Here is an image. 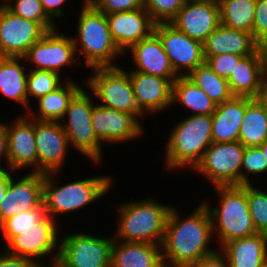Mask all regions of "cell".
Segmentation results:
<instances>
[{"mask_svg": "<svg viewBox=\"0 0 267 267\" xmlns=\"http://www.w3.org/2000/svg\"><path fill=\"white\" fill-rule=\"evenodd\" d=\"M122 66L91 68V75L81 81L99 105L130 113L140 122L147 116L138 108L129 73Z\"/></svg>", "mask_w": 267, "mask_h": 267, "instance_id": "obj_8", "label": "cell"}, {"mask_svg": "<svg viewBox=\"0 0 267 267\" xmlns=\"http://www.w3.org/2000/svg\"><path fill=\"white\" fill-rule=\"evenodd\" d=\"M99 11L110 14L144 7V0H87Z\"/></svg>", "mask_w": 267, "mask_h": 267, "instance_id": "obj_41", "label": "cell"}, {"mask_svg": "<svg viewBox=\"0 0 267 267\" xmlns=\"http://www.w3.org/2000/svg\"><path fill=\"white\" fill-rule=\"evenodd\" d=\"M247 107V97L233 96L216 106L212 113V142L238 141L239 130Z\"/></svg>", "mask_w": 267, "mask_h": 267, "instance_id": "obj_25", "label": "cell"}, {"mask_svg": "<svg viewBox=\"0 0 267 267\" xmlns=\"http://www.w3.org/2000/svg\"><path fill=\"white\" fill-rule=\"evenodd\" d=\"M188 267H229L227 257L218 249L215 253L202 257Z\"/></svg>", "mask_w": 267, "mask_h": 267, "instance_id": "obj_44", "label": "cell"}, {"mask_svg": "<svg viewBox=\"0 0 267 267\" xmlns=\"http://www.w3.org/2000/svg\"><path fill=\"white\" fill-rule=\"evenodd\" d=\"M134 67L129 69L163 78H178L159 37L153 32L149 37L132 45L124 56L129 55Z\"/></svg>", "mask_w": 267, "mask_h": 267, "instance_id": "obj_22", "label": "cell"}, {"mask_svg": "<svg viewBox=\"0 0 267 267\" xmlns=\"http://www.w3.org/2000/svg\"><path fill=\"white\" fill-rule=\"evenodd\" d=\"M76 57L71 35L63 33V30L59 28L47 31L23 56L29 69L54 71L60 75L63 74L64 80H75L71 78L72 76H65V74L67 67L82 66V60Z\"/></svg>", "mask_w": 267, "mask_h": 267, "instance_id": "obj_9", "label": "cell"}, {"mask_svg": "<svg viewBox=\"0 0 267 267\" xmlns=\"http://www.w3.org/2000/svg\"><path fill=\"white\" fill-rule=\"evenodd\" d=\"M256 0H226L220 4L221 24L252 33Z\"/></svg>", "mask_w": 267, "mask_h": 267, "instance_id": "obj_33", "label": "cell"}, {"mask_svg": "<svg viewBox=\"0 0 267 267\" xmlns=\"http://www.w3.org/2000/svg\"><path fill=\"white\" fill-rule=\"evenodd\" d=\"M205 63L219 76L228 79L236 64L242 57L236 54H219L216 56H204Z\"/></svg>", "mask_w": 267, "mask_h": 267, "instance_id": "obj_40", "label": "cell"}, {"mask_svg": "<svg viewBox=\"0 0 267 267\" xmlns=\"http://www.w3.org/2000/svg\"><path fill=\"white\" fill-rule=\"evenodd\" d=\"M46 215L44 203L35 209H30L6 219L0 225V240L4 246L14 235L32 227Z\"/></svg>", "mask_w": 267, "mask_h": 267, "instance_id": "obj_35", "label": "cell"}, {"mask_svg": "<svg viewBox=\"0 0 267 267\" xmlns=\"http://www.w3.org/2000/svg\"><path fill=\"white\" fill-rule=\"evenodd\" d=\"M172 125L164 143L166 172L193 170L212 142L211 115H186ZM187 168V169H185ZM190 169V170H188Z\"/></svg>", "mask_w": 267, "mask_h": 267, "instance_id": "obj_4", "label": "cell"}, {"mask_svg": "<svg viewBox=\"0 0 267 267\" xmlns=\"http://www.w3.org/2000/svg\"><path fill=\"white\" fill-rule=\"evenodd\" d=\"M186 2H206L211 0H185Z\"/></svg>", "mask_w": 267, "mask_h": 267, "instance_id": "obj_53", "label": "cell"}, {"mask_svg": "<svg viewBox=\"0 0 267 267\" xmlns=\"http://www.w3.org/2000/svg\"><path fill=\"white\" fill-rule=\"evenodd\" d=\"M219 250L227 257L229 267H263L267 263V234L234 239Z\"/></svg>", "mask_w": 267, "mask_h": 267, "instance_id": "obj_26", "label": "cell"}, {"mask_svg": "<svg viewBox=\"0 0 267 267\" xmlns=\"http://www.w3.org/2000/svg\"><path fill=\"white\" fill-rule=\"evenodd\" d=\"M179 104V105H178ZM189 115H212L216 104L187 76H179L173 82L172 106L181 105Z\"/></svg>", "mask_w": 267, "mask_h": 267, "instance_id": "obj_31", "label": "cell"}, {"mask_svg": "<svg viewBox=\"0 0 267 267\" xmlns=\"http://www.w3.org/2000/svg\"><path fill=\"white\" fill-rule=\"evenodd\" d=\"M258 49L261 54L263 69H267V40H261Z\"/></svg>", "mask_w": 267, "mask_h": 267, "instance_id": "obj_49", "label": "cell"}, {"mask_svg": "<svg viewBox=\"0 0 267 267\" xmlns=\"http://www.w3.org/2000/svg\"><path fill=\"white\" fill-rule=\"evenodd\" d=\"M211 188H214L217 196L216 204L213 206L207 198H203L202 202L210 213L214 239L218 248L220 249L231 240L256 235L258 232L249 212L247 184Z\"/></svg>", "mask_w": 267, "mask_h": 267, "instance_id": "obj_5", "label": "cell"}, {"mask_svg": "<svg viewBox=\"0 0 267 267\" xmlns=\"http://www.w3.org/2000/svg\"><path fill=\"white\" fill-rule=\"evenodd\" d=\"M34 132L38 155V173L62 172L67 155H70L72 149L61 123L34 119Z\"/></svg>", "mask_w": 267, "mask_h": 267, "instance_id": "obj_15", "label": "cell"}, {"mask_svg": "<svg viewBox=\"0 0 267 267\" xmlns=\"http://www.w3.org/2000/svg\"><path fill=\"white\" fill-rule=\"evenodd\" d=\"M110 267H164L162 246L114 240Z\"/></svg>", "mask_w": 267, "mask_h": 267, "instance_id": "obj_24", "label": "cell"}, {"mask_svg": "<svg viewBox=\"0 0 267 267\" xmlns=\"http://www.w3.org/2000/svg\"><path fill=\"white\" fill-rule=\"evenodd\" d=\"M259 42L253 34L236 30L220 24L203 43L204 56L236 54L241 56L254 54Z\"/></svg>", "mask_w": 267, "mask_h": 267, "instance_id": "obj_23", "label": "cell"}, {"mask_svg": "<svg viewBox=\"0 0 267 267\" xmlns=\"http://www.w3.org/2000/svg\"><path fill=\"white\" fill-rule=\"evenodd\" d=\"M132 114L94 104L92 126L98 140L105 146L120 145L145 136V127ZM106 143V144H105Z\"/></svg>", "mask_w": 267, "mask_h": 267, "instance_id": "obj_16", "label": "cell"}, {"mask_svg": "<svg viewBox=\"0 0 267 267\" xmlns=\"http://www.w3.org/2000/svg\"><path fill=\"white\" fill-rule=\"evenodd\" d=\"M191 212L183 217L175 204L169 211L161 244L164 267H188L219 249L205 204L200 201Z\"/></svg>", "mask_w": 267, "mask_h": 267, "instance_id": "obj_1", "label": "cell"}, {"mask_svg": "<svg viewBox=\"0 0 267 267\" xmlns=\"http://www.w3.org/2000/svg\"><path fill=\"white\" fill-rule=\"evenodd\" d=\"M8 178L4 199L0 202V225L9 217L35 209L43 203V173H25Z\"/></svg>", "mask_w": 267, "mask_h": 267, "instance_id": "obj_18", "label": "cell"}, {"mask_svg": "<svg viewBox=\"0 0 267 267\" xmlns=\"http://www.w3.org/2000/svg\"><path fill=\"white\" fill-rule=\"evenodd\" d=\"M58 224L59 222L46 214L32 227L14 235L2 248L7 253L29 258L40 265L46 259L58 256L62 235Z\"/></svg>", "mask_w": 267, "mask_h": 267, "instance_id": "obj_10", "label": "cell"}, {"mask_svg": "<svg viewBox=\"0 0 267 267\" xmlns=\"http://www.w3.org/2000/svg\"><path fill=\"white\" fill-rule=\"evenodd\" d=\"M170 24L191 39L204 43L221 24L220 5L214 0L186 2Z\"/></svg>", "mask_w": 267, "mask_h": 267, "instance_id": "obj_20", "label": "cell"}, {"mask_svg": "<svg viewBox=\"0 0 267 267\" xmlns=\"http://www.w3.org/2000/svg\"><path fill=\"white\" fill-rule=\"evenodd\" d=\"M49 261L47 262L46 260L47 264L44 262L40 264V267H70L63 260H61L58 256L50 259Z\"/></svg>", "mask_w": 267, "mask_h": 267, "instance_id": "obj_50", "label": "cell"}, {"mask_svg": "<svg viewBox=\"0 0 267 267\" xmlns=\"http://www.w3.org/2000/svg\"><path fill=\"white\" fill-rule=\"evenodd\" d=\"M252 34L258 42L267 36V0H256Z\"/></svg>", "mask_w": 267, "mask_h": 267, "instance_id": "obj_42", "label": "cell"}, {"mask_svg": "<svg viewBox=\"0 0 267 267\" xmlns=\"http://www.w3.org/2000/svg\"><path fill=\"white\" fill-rule=\"evenodd\" d=\"M131 79L138 108L149 117L168 111L172 106L173 82L177 78H163L126 69ZM163 111V112H162Z\"/></svg>", "mask_w": 267, "mask_h": 267, "instance_id": "obj_19", "label": "cell"}, {"mask_svg": "<svg viewBox=\"0 0 267 267\" xmlns=\"http://www.w3.org/2000/svg\"><path fill=\"white\" fill-rule=\"evenodd\" d=\"M267 175V161L259 146L245 147L242 157L241 185L257 184L262 181V176ZM261 178V179H260ZM254 179H256L254 181Z\"/></svg>", "mask_w": 267, "mask_h": 267, "instance_id": "obj_38", "label": "cell"}, {"mask_svg": "<svg viewBox=\"0 0 267 267\" xmlns=\"http://www.w3.org/2000/svg\"><path fill=\"white\" fill-rule=\"evenodd\" d=\"M3 163L5 165H3ZM0 169H8V145L4 121L0 120Z\"/></svg>", "mask_w": 267, "mask_h": 267, "instance_id": "obj_46", "label": "cell"}, {"mask_svg": "<svg viewBox=\"0 0 267 267\" xmlns=\"http://www.w3.org/2000/svg\"><path fill=\"white\" fill-rule=\"evenodd\" d=\"M260 184H247V200L256 231L267 234V184Z\"/></svg>", "mask_w": 267, "mask_h": 267, "instance_id": "obj_37", "label": "cell"}, {"mask_svg": "<svg viewBox=\"0 0 267 267\" xmlns=\"http://www.w3.org/2000/svg\"><path fill=\"white\" fill-rule=\"evenodd\" d=\"M81 3L74 29V33L75 30L77 32L71 35L78 60L83 58L82 64L90 69L120 66L116 60L122 59L124 54L112 39L106 14L87 0H82Z\"/></svg>", "mask_w": 267, "mask_h": 267, "instance_id": "obj_3", "label": "cell"}, {"mask_svg": "<svg viewBox=\"0 0 267 267\" xmlns=\"http://www.w3.org/2000/svg\"><path fill=\"white\" fill-rule=\"evenodd\" d=\"M262 58L259 49L242 56L227 79L233 96L259 98L262 81Z\"/></svg>", "mask_w": 267, "mask_h": 267, "instance_id": "obj_27", "label": "cell"}, {"mask_svg": "<svg viewBox=\"0 0 267 267\" xmlns=\"http://www.w3.org/2000/svg\"><path fill=\"white\" fill-rule=\"evenodd\" d=\"M82 89L78 81L65 80L56 90L35 101L36 108L30 107L27 115L39 121H60L68 109L69 103L74 96Z\"/></svg>", "mask_w": 267, "mask_h": 267, "instance_id": "obj_29", "label": "cell"}, {"mask_svg": "<svg viewBox=\"0 0 267 267\" xmlns=\"http://www.w3.org/2000/svg\"><path fill=\"white\" fill-rule=\"evenodd\" d=\"M62 172L44 174L43 203L45 212L52 219L59 221L58 215L78 213L85 207H92L94 202L107 196L114 186L112 175H92L68 183L60 182ZM59 175V176H58ZM58 177V178H57ZM62 183V184H61Z\"/></svg>", "mask_w": 267, "mask_h": 267, "instance_id": "obj_2", "label": "cell"}, {"mask_svg": "<svg viewBox=\"0 0 267 267\" xmlns=\"http://www.w3.org/2000/svg\"><path fill=\"white\" fill-rule=\"evenodd\" d=\"M259 99L267 104V69L262 70L261 92Z\"/></svg>", "mask_w": 267, "mask_h": 267, "instance_id": "obj_48", "label": "cell"}, {"mask_svg": "<svg viewBox=\"0 0 267 267\" xmlns=\"http://www.w3.org/2000/svg\"><path fill=\"white\" fill-rule=\"evenodd\" d=\"M46 14L55 22L61 18H66L64 6L68 0H40ZM58 18V19H57Z\"/></svg>", "mask_w": 267, "mask_h": 267, "instance_id": "obj_45", "label": "cell"}, {"mask_svg": "<svg viewBox=\"0 0 267 267\" xmlns=\"http://www.w3.org/2000/svg\"><path fill=\"white\" fill-rule=\"evenodd\" d=\"M21 113L10 123L4 121L8 145V170L16 174L27 169L26 172L38 173L34 119Z\"/></svg>", "mask_w": 267, "mask_h": 267, "instance_id": "obj_13", "label": "cell"}, {"mask_svg": "<svg viewBox=\"0 0 267 267\" xmlns=\"http://www.w3.org/2000/svg\"><path fill=\"white\" fill-rule=\"evenodd\" d=\"M23 57H0V93L8 98L18 102L24 108L22 114L29 111V102L27 97V63ZM25 112V113H24Z\"/></svg>", "mask_w": 267, "mask_h": 267, "instance_id": "obj_28", "label": "cell"}, {"mask_svg": "<svg viewBox=\"0 0 267 267\" xmlns=\"http://www.w3.org/2000/svg\"><path fill=\"white\" fill-rule=\"evenodd\" d=\"M113 41L124 54L132 45L149 37L156 23L145 8L106 14Z\"/></svg>", "mask_w": 267, "mask_h": 267, "instance_id": "obj_21", "label": "cell"}, {"mask_svg": "<svg viewBox=\"0 0 267 267\" xmlns=\"http://www.w3.org/2000/svg\"><path fill=\"white\" fill-rule=\"evenodd\" d=\"M76 231L60 236L58 257L70 267H110L113 235Z\"/></svg>", "mask_w": 267, "mask_h": 267, "instance_id": "obj_11", "label": "cell"}, {"mask_svg": "<svg viewBox=\"0 0 267 267\" xmlns=\"http://www.w3.org/2000/svg\"><path fill=\"white\" fill-rule=\"evenodd\" d=\"M187 77L202 89L216 105L233 97L227 79L217 75L206 63L199 65Z\"/></svg>", "mask_w": 267, "mask_h": 267, "instance_id": "obj_32", "label": "cell"}, {"mask_svg": "<svg viewBox=\"0 0 267 267\" xmlns=\"http://www.w3.org/2000/svg\"><path fill=\"white\" fill-rule=\"evenodd\" d=\"M244 150L239 141L212 143L192 171L208 180L212 187L241 185Z\"/></svg>", "mask_w": 267, "mask_h": 267, "instance_id": "obj_12", "label": "cell"}, {"mask_svg": "<svg viewBox=\"0 0 267 267\" xmlns=\"http://www.w3.org/2000/svg\"><path fill=\"white\" fill-rule=\"evenodd\" d=\"M12 0H0V6H6Z\"/></svg>", "mask_w": 267, "mask_h": 267, "instance_id": "obj_52", "label": "cell"}, {"mask_svg": "<svg viewBox=\"0 0 267 267\" xmlns=\"http://www.w3.org/2000/svg\"><path fill=\"white\" fill-rule=\"evenodd\" d=\"M0 267H40L35 261L21 256L7 253L0 249Z\"/></svg>", "mask_w": 267, "mask_h": 267, "instance_id": "obj_43", "label": "cell"}, {"mask_svg": "<svg viewBox=\"0 0 267 267\" xmlns=\"http://www.w3.org/2000/svg\"><path fill=\"white\" fill-rule=\"evenodd\" d=\"M154 33L159 37L170 64L178 76H187L205 63L203 43L191 39L170 23H157Z\"/></svg>", "mask_w": 267, "mask_h": 267, "instance_id": "obj_14", "label": "cell"}, {"mask_svg": "<svg viewBox=\"0 0 267 267\" xmlns=\"http://www.w3.org/2000/svg\"><path fill=\"white\" fill-rule=\"evenodd\" d=\"M45 33L37 22L0 6V57H23Z\"/></svg>", "mask_w": 267, "mask_h": 267, "instance_id": "obj_17", "label": "cell"}, {"mask_svg": "<svg viewBox=\"0 0 267 267\" xmlns=\"http://www.w3.org/2000/svg\"><path fill=\"white\" fill-rule=\"evenodd\" d=\"M185 3V0H144V8L156 24L170 23Z\"/></svg>", "mask_w": 267, "mask_h": 267, "instance_id": "obj_39", "label": "cell"}, {"mask_svg": "<svg viewBox=\"0 0 267 267\" xmlns=\"http://www.w3.org/2000/svg\"><path fill=\"white\" fill-rule=\"evenodd\" d=\"M14 15L37 22L46 32L57 28L44 11L40 0H12L5 6Z\"/></svg>", "mask_w": 267, "mask_h": 267, "instance_id": "obj_36", "label": "cell"}, {"mask_svg": "<svg viewBox=\"0 0 267 267\" xmlns=\"http://www.w3.org/2000/svg\"><path fill=\"white\" fill-rule=\"evenodd\" d=\"M62 78L64 79L63 76L54 71L29 69L27 76L29 109L32 106L31 101H35L59 88L65 82ZM34 98L35 100H33Z\"/></svg>", "mask_w": 267, "mask_h": 267, "instance_id": "obj_34", "label": "cell"}, {"mask_svg": "<svg viewBox=\"0 0 267 267\" xmlns=\"http://www.w3.org/2000/svg\"><path fill=\"white\" fill-rule=\"evenodd\" d=\"M13 172L8 169H0V202L4 199L7 181Z\"/></svg>", "mask_w": 267, "mask_h": 267, "instance_id": "obj_47", "label": "cell"}, {"mask_svg": "<svg viewBox=\"0 0 267 267\" xmlns=\"http://www.w3.org/2000/svg\"><path fill=\"white\" fill-rule=\"evenodd\" d=\"M267 139V104L247 97V107L239 130L238 141L245 147L260 146Z\"/></svg>", "mask_w": 267, "mask_h": 267, "instance_id": "obj_30", "label": "cell"}, {"mask_svg": "<svg viewBox=\"0 0 267 267\" xmlns=\"http://www.w3.org/2000/svg\"><path fill=\"white\" fill-rule=\"evenodd\" d=\"M264 154V157L267 161V139L259 146Z\"/></svg>", "mask_w": 267, "mask_h": 267, "instance_id": "obj_51", "label": "cell"}, {"mask_svg": "<svg viewBox=\"0 0 267 267\" xmlns=\"http://www.w3.org/2000/svg\"><path fill=\"white\" fill-rule=\"evenodd\" d=\"M85 89L86 86L74 96L59 122L68 137L70 147L90 160L92 164L100 165V168L104 161L102 160L104 148L92 126V110L96 101L93 94Z\"/></svg>", "mask_w": 267, "mask_h": 267, "instance_id": "obj_7", "label": "cell"}, {"mask_svg": "<svg viewBox=\"0 0 267 267\" xmlns=\"http://www.w3.org/2000/svg\"><path fill=\"white\" fill-rule=\"evenodd\" d=\"M117 205L114 240L162 244L172 204L146 197Z\"/></svg>", "mask_w": 267, "mask_h": 267, "instance_id": "obj_6", "label": "cell"}, {"mask_svg": "<svg viewBox=\"0 0 267 267\" xmlns=\"http://www.w3.org/2000/svg\"><path fill=\"white\" fill-rule=\"evenodd\" d=\"M218 5H220L223 1H226V0H214Z\"/></svg>", "mask_w": 267, "mask_h": 267, "instance_id": "obj_54", "label": "cell"}]
</instances>
